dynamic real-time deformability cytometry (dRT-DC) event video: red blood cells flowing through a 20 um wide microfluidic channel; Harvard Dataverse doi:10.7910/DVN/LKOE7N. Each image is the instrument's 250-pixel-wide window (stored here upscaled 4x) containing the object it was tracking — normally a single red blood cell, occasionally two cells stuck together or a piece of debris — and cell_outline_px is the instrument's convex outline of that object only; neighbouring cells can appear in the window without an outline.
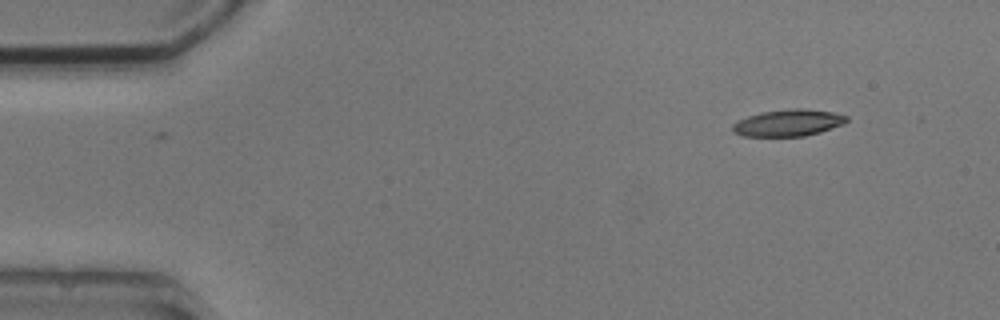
{"species": "common noctule bat (a hibernating species)", "species_latin": "Nyctalus noctula", "temperature_condition": "cold", "stored_images_in_passage": 2, "camera_frame_rate_fps": 3000, "um_per_image_px": 0.085, "animal": {"sex": "male", "body_mass_g": 20.5, "forearm_length_mm": 52.5}, "frame": {"image": 1, "passage_image": 2, "time_ms": 2.0, "image_size_px": [1000, 320], "cell_outline_px": [[848, 120], [844, 124], [820, 132], [804, 136], [744, 136], [736, 132], [732, 128], [732, 124], [748, 116], [760, 112], [792, 108], [804, 108], [832, 112], [848, 116]], "centroid_in_image_um": [67.04, 10.43], "position_along_channel_um": 18.0, "area_um2": 17.69}}